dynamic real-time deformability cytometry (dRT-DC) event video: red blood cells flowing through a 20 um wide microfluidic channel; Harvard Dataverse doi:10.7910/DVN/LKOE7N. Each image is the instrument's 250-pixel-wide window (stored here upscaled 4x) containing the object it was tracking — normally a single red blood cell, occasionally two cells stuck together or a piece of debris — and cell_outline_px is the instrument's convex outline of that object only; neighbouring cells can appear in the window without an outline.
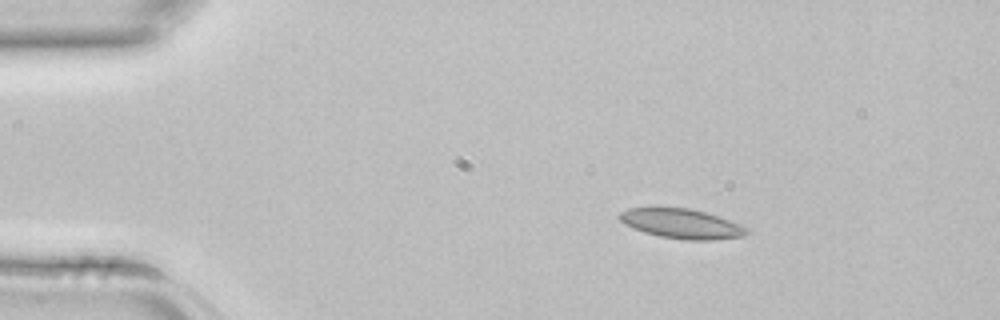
{"species": "common noctule bat (a hibernating species)", "species_latin": "Nyctalus noctula", "temperature_condition": "room temperature", "stored_images_in_passage": 1, "camera_frame_rate_fps": 3000, "um_per_image_px": 0.085, "animal": {"sex": "female", "body_mass_g": 22.7, "forearm_length_mm": 54.2}, "frame": {"image": 1, "passage_image": 1, "time_ms": 0.0, "image_size_px": [1000, 320], "cell_outline_px": [[748, 232], [744, 236], [712, 240], [684, 240], [660, 236], [644, 232], [632, 228], [624, 224], [620, 220], [620, 212], [628, 208], [692, 208], [708, 212], [720, 216], [740, 224], [748, 228]], "centroid_in_image_um": [57.97, 19.01], "position_along_channel_um": 27.0, "area_um2": 22.08}}